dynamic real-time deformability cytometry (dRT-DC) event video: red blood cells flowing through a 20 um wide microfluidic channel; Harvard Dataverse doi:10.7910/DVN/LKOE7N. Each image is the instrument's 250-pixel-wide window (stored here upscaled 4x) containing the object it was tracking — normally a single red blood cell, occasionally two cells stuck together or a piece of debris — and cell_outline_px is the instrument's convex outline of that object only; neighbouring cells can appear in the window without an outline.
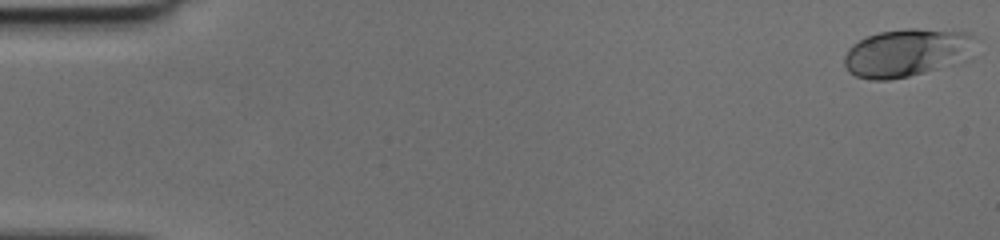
{"species": "human", "species_latin": "Homo sapiens", "temperature_condition": "cold", "stored_images_in_passage": 50, "camera_frame_rate_fps": 3000, "um_per_image_px": 0.085, "donor": {"sex": "female"}, "frame": {"image": 1, "passage_image": 1, "time_ms": 0.0, "image_size_px": [1000, 240], "cell_outline_px": [[980, 40], [956, 56], [936, 68], [924, 72], [908, 76], [888, 80], [872, 80], [856, 76], [848, 72], [844, 64], [844, 56], [848, 48], [852, 44], [868, 36], [880, 32], [904, 28], [916, 28], [968, 32], [976, 36]], "centroid_in_image_um": [76.9, 4.45], "position_along_channel_um": 8.1, "area_um2": 35.32}}
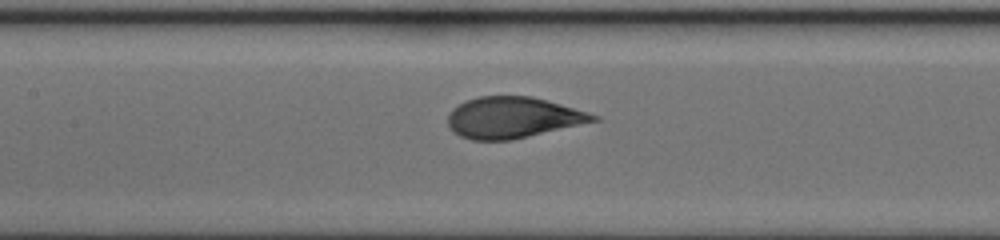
{"frame": {"image": 2, "passage_image": 24, "time_ms": 7.667, "image_size_px": [1000, 240], "cell_outline_px": [[600, 120], [512, 140], [472, 140], [460, 136], [452, 132], [448, 124], [448, 112], [452, 108], [464, 100], [480, 96], [532, 96], [588, 112], [600, 116]], "centroid_in_image_um": [43.56, 9.99], "position_along_channel_um": 163.8, "area_um2": 34.97}}
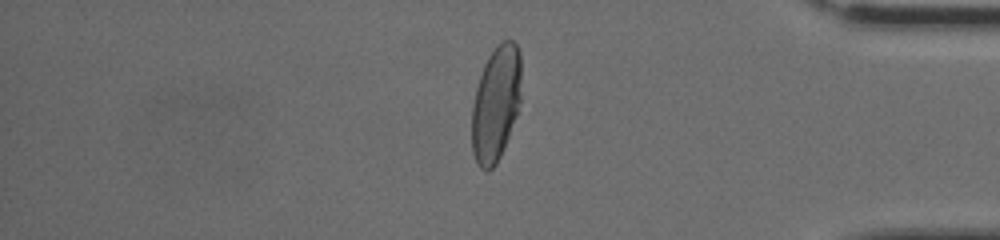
{"frame": {"image": 3, "passage_image": 42, "time_ms": 13.667, "image_size_px": [1000, 240], "cell_outline_px": [[520, 100], [516, 116], [500, 156], [496, 164], [488, 172], [484, 172], [476, 164], [472, 152], [472, 104], [476, 88], [484, 64], [488, 56], [496, 44], [504, 40], [512, 40], [516, 44], [520, 52]], "centroid_in_image_um": [42.13, 8.82], "position_along_channel_um": 393.1, "area_um2": 33.29}}